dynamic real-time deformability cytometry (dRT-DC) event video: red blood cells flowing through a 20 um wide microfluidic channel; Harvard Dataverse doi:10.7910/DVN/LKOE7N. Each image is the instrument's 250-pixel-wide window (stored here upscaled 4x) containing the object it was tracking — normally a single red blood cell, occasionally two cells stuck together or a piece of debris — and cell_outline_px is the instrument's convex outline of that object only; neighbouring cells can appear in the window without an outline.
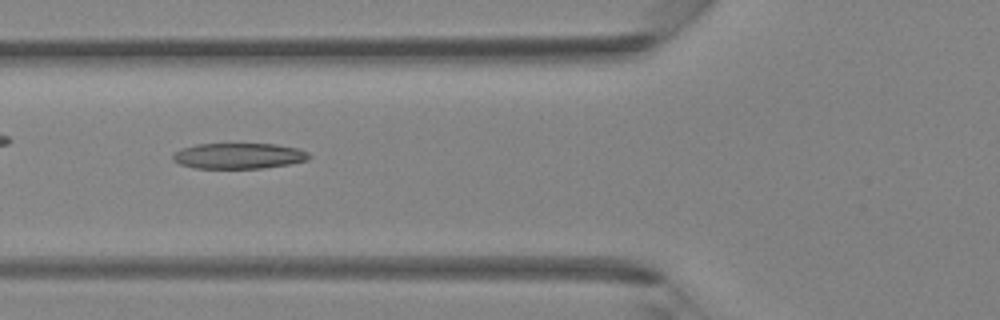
{"species": "Egyptian fruit bat (a non-hibernating species)", "species_latin": "Rousettus aegyptiacus", "temperature_condition": "room temperature", "stored_images_in_passage": 19, "camera_frame_rate_fps": 3000, "um_per_image_px": 0.085, "animal": {"sex": "female"}, "frame": {"image": 1, "passage_image": 6, "time_ms": 1.667, "image_size_px": [1000, 320], "cell_outline_px": [[312, 156], [308, 160], [288, 164], [264, 168], [192, 168], [180, 164], [172, 160], [172, 152], [180, 148], [196, 144], [276, 144], [296, 148], [308, 152]], "centroid_in_image_um": [20.25, 13.25], "position_along_channel_um": 105.6, "area_um2": 20.58}}
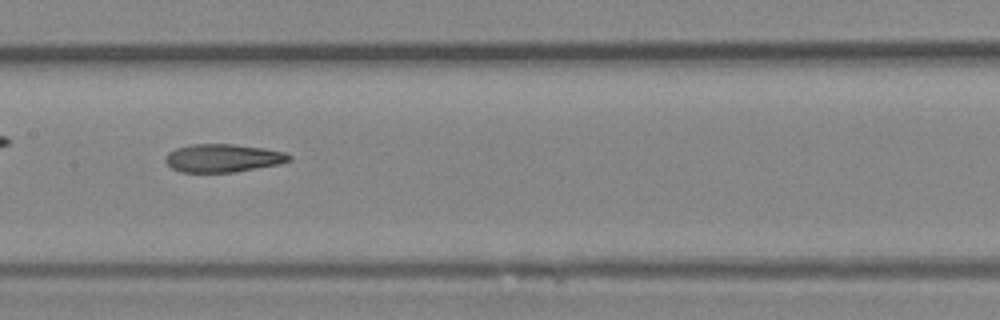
{"frame": {"image": 2, "passage_image": 11, "time_ms": 3.333, "image_size_px": [1000, 320], "cell_outline_px": [[292, 160], [280, 164], [232, 172], [180, 172], [172, 168], [164, 160], [168, 152], [176, 148], [192, 144], [232, 144], [264, 148], [284, 152], [292, 156]], "centroid_in_image_um": [18.95, 13.43], "position_along_channel_um": 188.4, "area_um2": 20.23}}
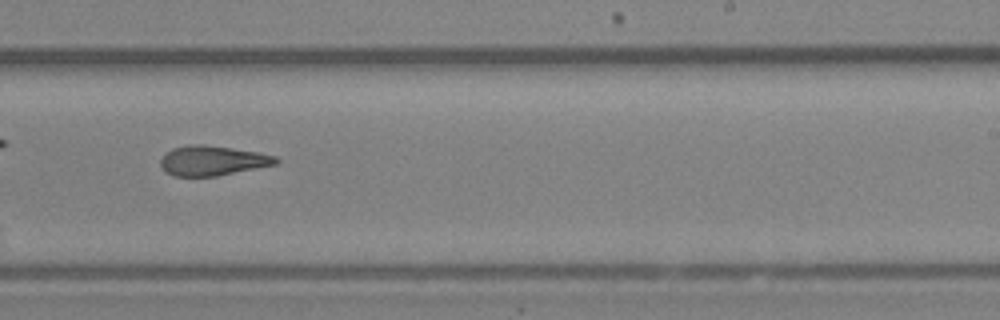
{"frame": {"image": 3, "passage_image": 16, "time_ms": 5.0, "image_size_px": [1000, 320], "cell_outline_px": [[280, 160], [276, 164], [216, 176], [172, 176], [160, 164], [160, 160], [172, 148], [188, 144], [204, 144], [232, 148], [256, 152], [276, 156]], "centroid_in_image_um": [18.06, 13.64], "position_along_channel_um": 270.9, "area_um2": 19.83}}